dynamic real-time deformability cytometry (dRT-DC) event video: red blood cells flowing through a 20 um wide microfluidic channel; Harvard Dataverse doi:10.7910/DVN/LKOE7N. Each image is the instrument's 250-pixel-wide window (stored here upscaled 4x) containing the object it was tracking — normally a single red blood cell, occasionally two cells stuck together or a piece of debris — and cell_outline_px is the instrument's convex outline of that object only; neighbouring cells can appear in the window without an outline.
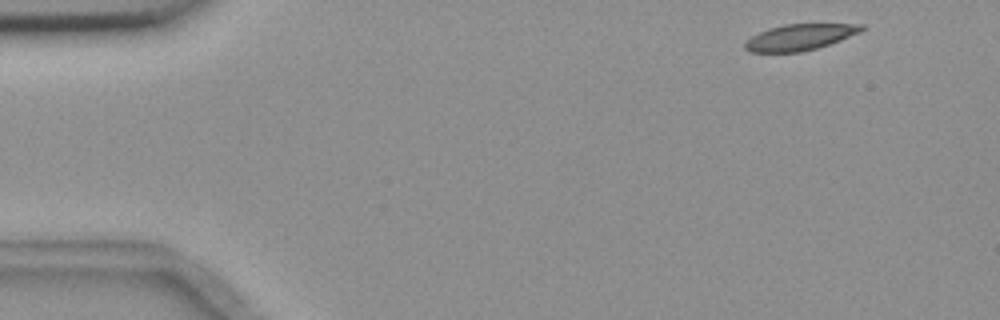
{"species": "common noctule bat (a hibernating species)", "species_latin": "Nyctalus noctula", "temperature_condition": "room temperature", "stored_images_in_passage": 5, "camera_frame_rate_fps": 3000, "um_per_image_px": 0.085, "animal": {"sex": "female", "body_mass_g": 18.4}, "frame": {"image": 1, "passage_image": 1, "time_ms": 0.0, "image_size_px": [1000, 320], "cell_outline_px": [[864, 28], [860, 32], [840, 40], [816, 48], [800, 52], [748, 52], [744, 48], [744, 44], [752, 36], [768, 28], [784, 24], [864, 24]], "centroid_in_image_um": [67.96, 3.16], "position_along_channel_um": 17.0, "area_um2": 17.57}}
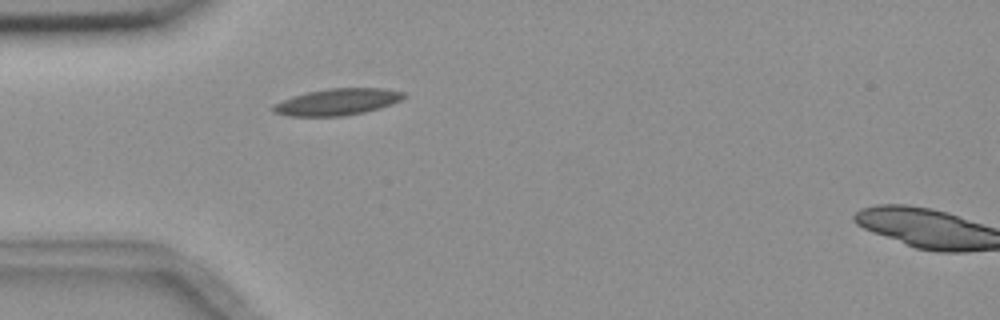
{"frame": {"image": 2, "passage_image": 4, "time_ms": 3.667, "image_size_px": [1000, 320], "cell_outline_px": [[408, 96], [392, 104], [380, 108], [364, 112], [344, 116], [288, 116], [276, 112], [272, 108], [272, 104], [292, 96], [308, 92], [328, 88], [380, 88], [404, 92]], "centroid_in_image_um": [28.69, 8.66], "position_along_channel_um": 56.3, "area_um2": 20.23}}